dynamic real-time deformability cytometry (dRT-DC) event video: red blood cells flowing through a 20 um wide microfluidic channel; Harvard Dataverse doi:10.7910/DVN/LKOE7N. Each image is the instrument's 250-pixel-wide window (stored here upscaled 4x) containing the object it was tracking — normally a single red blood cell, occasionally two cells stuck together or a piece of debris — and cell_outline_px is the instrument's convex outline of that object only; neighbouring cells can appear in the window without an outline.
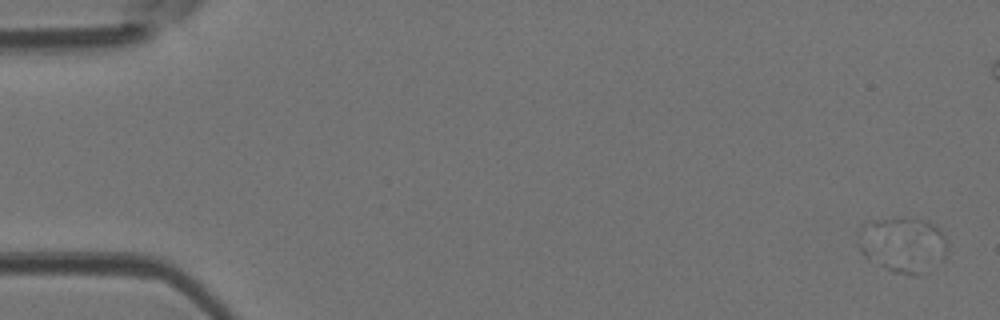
{"species": "Egyptian fruit bat (a non-hibernating species)", "species_latin": "Rousettus aegyptiacus", "temperature_condition": "room temperature", "stored_images_in_passage": 5, "camera_frame_rate_fps": 3000, "um_per_image_px": 0.085, "animal": {"sex": "female"}, "frame": {"image": 1, "passage_image": 3, "time_ms": 0.667, "image_size_px": [1000, 320], "cell_outline_px": [[948, 248], [944, 260], [920, 276], [916, 276], [892, 272], [864, 256], [860, 252], [860, 232], [864, 228], [876, 220], [924, 220], [936, 224], [944, 232]], "centroid_in_image_um": [76.86, 20.86], "position_along_channel_um": 8.1, "area_um2": 28.32}}